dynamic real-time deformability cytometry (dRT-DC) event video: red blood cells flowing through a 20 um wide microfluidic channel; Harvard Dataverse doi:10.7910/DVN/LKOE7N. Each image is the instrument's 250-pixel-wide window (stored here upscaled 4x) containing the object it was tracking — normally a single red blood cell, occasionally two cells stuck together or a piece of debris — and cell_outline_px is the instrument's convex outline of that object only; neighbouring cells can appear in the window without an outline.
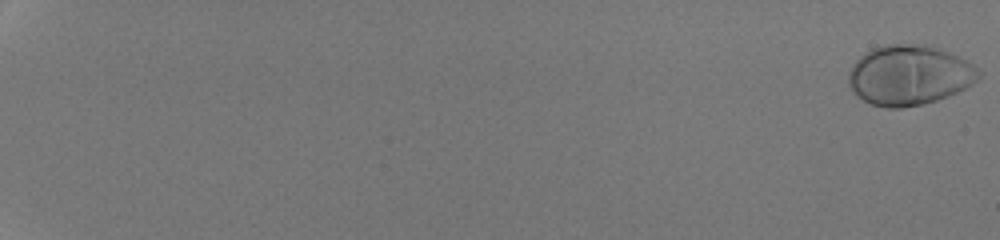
{"species": "human", "species_latin": "Homo sapiens", "temperature_condition": "room temperature", "stored_images_in_passage": 53, "camera_frame_rate_fps": 3000, "um_per_image_px": 0.085, "donor": {"sex": "male"}, "frame": {"image": 1, "passage_image": 1, "time_ms": 0.0, "image_size_px": [1000, 240], "cell_outline_px": [[980, 76], [972, 84], [948, 96], [924, 104], [900, 108], [884, 108], [872, 104], [856, 96], [852, 92], [848, 84], [848, 72], [852, 64], [864, 52], [872, 48], [884, 44], [912, 44], [936, 48], [956, 56], [980, 68]], "centroid_in_image_um": [77.23, 6.4], "position_along_channel_um": 7.8, "area_um2": 45.43}}
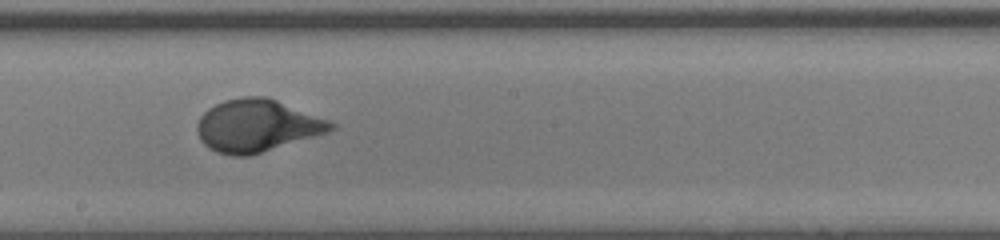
{"frame": {"image": 2, "passage_image": 35, "time_ms": 11.333, "image_size_px": [1000, 240], "cell_outline_px": [[336, 128], [328, 132], [248, 156], [232, 156], [216, 152], [208, 148], [200, 140], [196, 132], [196, 124], [200, 116], [208, 108], [224, 100], [244, 96], [264, 96], [276, 100], [328, 120], [336, 124]], "centroid_in_image_um": [21.79, 10.68], "position_along_channel_um": 226.4, "area_um2": 40.63}}
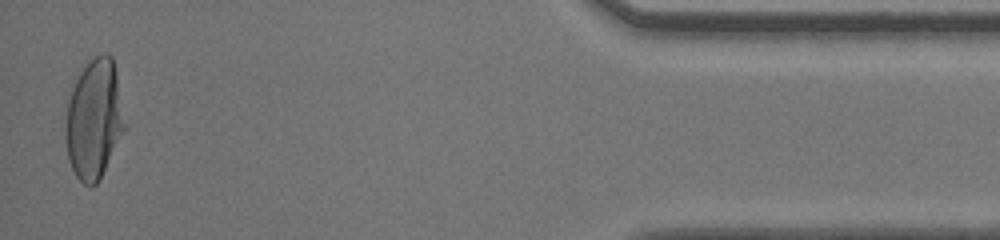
{"frame": {"image": 3, "passage_image": 53, "time_ms": 17.333, "image_size_px": [1000, 240], "cell_outline_px": [[124, 128], [96, 184], [84, 184], [76, 176], [68, 160], [64, 128], [64, 124], [68, 104], [76, 80], [80, 72], [88, 60], [92, 56], [104, 52], [112, 56], [116, 76], [124, 124]], "centroid_in_image_um": [7.94, 10.09], "position_along_channel_um": 427.3, "area_um2": 40.0}, "authors_computed_cell_mechanics": {"area_um2": 40.5756, "velocity_mm_per_s": 4.2824, "shape_relaxation_time_tau1_ms": 2.9965, "shape_relaxation_time_tau2_ms": null, "deformation_change_tau1": 0.1853, "deformation_change_tau2": null}}